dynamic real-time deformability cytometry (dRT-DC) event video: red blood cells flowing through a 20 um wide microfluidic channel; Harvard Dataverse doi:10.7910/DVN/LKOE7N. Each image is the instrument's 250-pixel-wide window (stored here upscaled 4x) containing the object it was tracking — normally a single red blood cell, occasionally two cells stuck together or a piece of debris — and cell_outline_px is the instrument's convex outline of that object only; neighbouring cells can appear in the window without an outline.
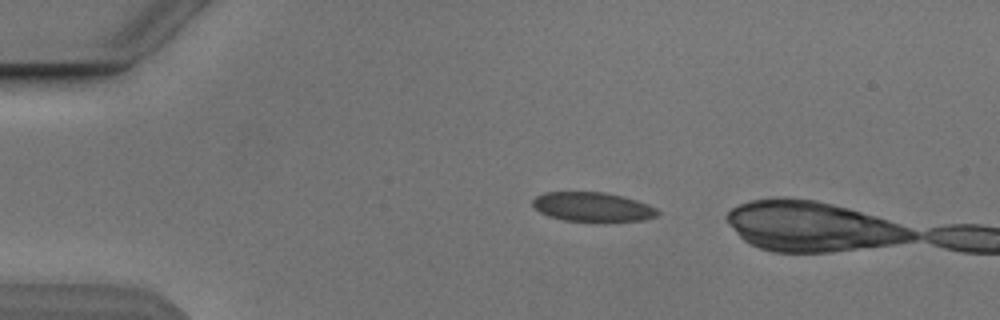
{"species": "Egyptian fruit bat (a non-hibernating species)", "species_latin": "Rousettus aegyptiacus", "temperature_condition": "cold", "stored_images_in_passage": 2, "camera_frame_rate_fps": 3000, "um_per_image_px": 0.085, "animal": {"sex": "male"}, "frame": {"image": 1, "passage_image": 1, "time_ms": 0.0, "image_size_px": [1000, 320], "cell_outline_px": [[660, 212], [656, 216], [644, 220], [564, 220], [548, 216], [540, 212], [532, 204], [532, 200], [536, 196], [544, 192], [604, 192], [624, 196], [648, 204], [656, 208]], "centroid_in_image_um": [50.35, 17.56], "position_along_channel_um": 34.6, "area_um2": 20.98}}